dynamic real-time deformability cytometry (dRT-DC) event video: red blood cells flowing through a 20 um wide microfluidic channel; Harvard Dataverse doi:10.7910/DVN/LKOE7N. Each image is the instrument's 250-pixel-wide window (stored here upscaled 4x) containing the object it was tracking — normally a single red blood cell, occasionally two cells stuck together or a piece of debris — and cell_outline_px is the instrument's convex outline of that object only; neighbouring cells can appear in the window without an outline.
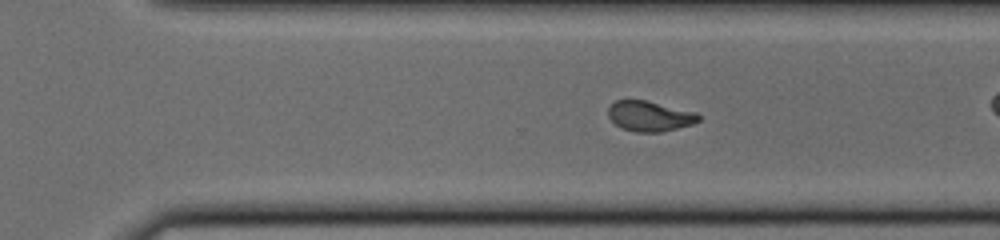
{"species": "common noctule bat (a hibernating species)", "species_latin": "Nyctalus noctula", "temperature_condition": "cold", "stored_images_in_passage": 41, "camera_frame_rate_fps": 3000, "um_per_image_px": 0.085, "animal": {"sex": "male", "body_mass_g": 20.0, "forearm_length_mm": 53.3}, "frame": {"image": 1, "passage_image": 35, "time_ms": 11.333, "image_size_px": [1000, 240], "cell_outline_px": [[700, 120], [692, 124], [660, 132], [636, 132], [620, 128], [608, 116], [608, 108], [616, 100], [644, 100], [696, 112], [700, 116]], "centroid_in_image_um": [55.21, 9.87], "position_along_channel_um": 315.4, "area_um2": 15.78}}